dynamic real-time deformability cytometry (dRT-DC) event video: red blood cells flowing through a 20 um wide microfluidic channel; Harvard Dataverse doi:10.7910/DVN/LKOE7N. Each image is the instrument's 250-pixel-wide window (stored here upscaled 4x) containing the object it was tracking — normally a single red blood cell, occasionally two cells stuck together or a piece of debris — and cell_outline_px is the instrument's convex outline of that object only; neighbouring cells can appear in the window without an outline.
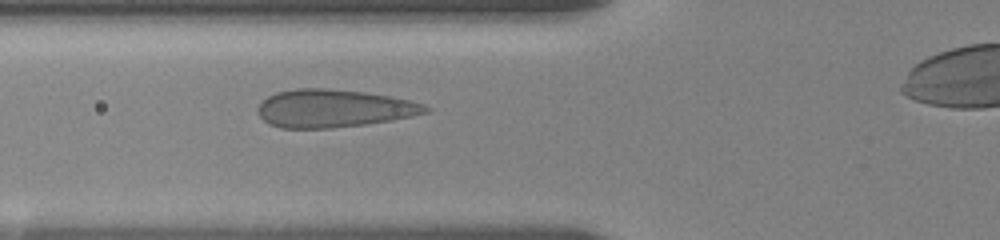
{"species": "human", "species_latin": "Homo sapiens", "temperature_condition": "room temperature", "stored_images_in_passage": 35, "camera_frame_rate_fps": 3000, "um_per_image_px": 0.085, "donor": {"sex": "female"}, "frame": {"image": 1, "passage_image": 8, "time_ms": 3.667, "image_size_px": [1000, 240], "cell_outline_px": [[432, 108], [428, 112], [412, 116], [392, 120], [368, 124], [332, 128], [280, 128], [268, 124], [256, 112], [256, 108], [268, 96], [276, 92], [296, 88], [328, 88], [364, 92], [388, 96], [408, 100], [424, 104]], "centroid_in_image_um": [28.34, 9.22], "position_along_channel_um": 97.5, "area_um2": 37.17}}
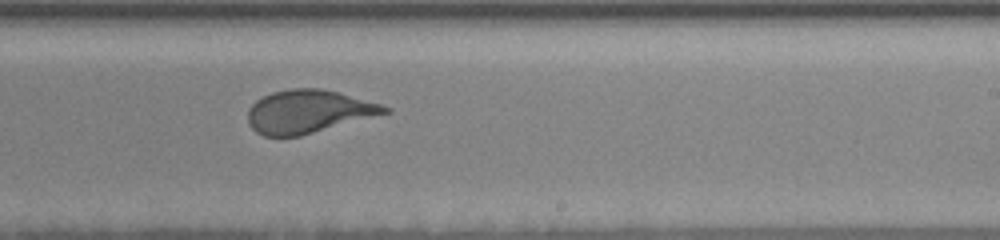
{"frame": {"image": 2, "passage_image": 20, "time_ms": 8.333, "image_size_px": [1000, 240], "cell_outline_px": [[392, 112], [300, 136], [264, 136], [256, 132], [248, 124], [248, 108], [256, 100], [272, 92], [292, 88], [320, 88], [336, 92], [380, 104], [392, 108]], "centroid_in_image_um": [26.2, 9.49], "position_along_channel_um": 262.8, "area_um2": 34.28}}
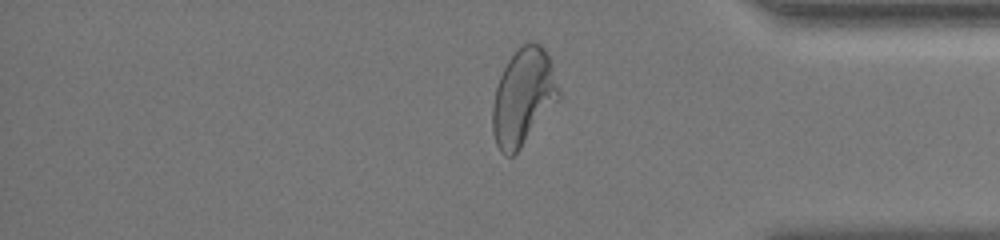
{"frame": {"image": 3, "passage_image": 31, "time_ms": 12.333, "image_size_px": [1000, 240], "cell_outline_px": [[560, 100], [520, 148], [512, 156], [508, 156], [500, 152], [496, 144], [492, 128], [492, 104], [496, 88], [500, 76], [508, 60], [524, 44], [540, 44], [544, 48], [552, 64], [560, 92]], "centroid_in_image_um": [44.48, 8.28], "position_along_channel_um": 390.7, "area_um2": 36.99}, "authors_computed_cell_mechanics": {"area_um2": 35.3736, "velocity_mm_per_s": 3.5369, "shape_relaxation_time_tau1_ms": 7.7681, "shape_relaxation_time_tau2_ms": null, "deformation_change_tau1": 0.1985, "deformation_change_tau2": null}}